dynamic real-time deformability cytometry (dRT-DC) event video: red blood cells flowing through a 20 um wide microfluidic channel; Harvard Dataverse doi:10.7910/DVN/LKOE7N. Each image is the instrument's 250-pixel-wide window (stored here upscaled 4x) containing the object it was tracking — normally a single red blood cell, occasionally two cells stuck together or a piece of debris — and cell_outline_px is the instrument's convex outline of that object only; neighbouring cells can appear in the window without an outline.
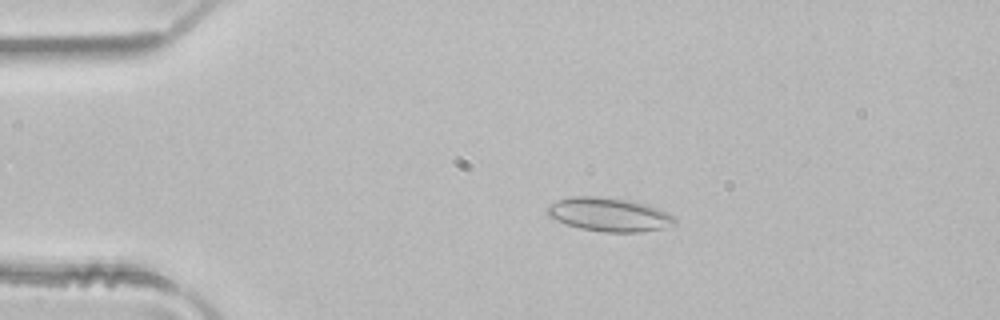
{"species": "common noctule bat (a hibernating species)", "species_latin": "Nyctalus noctula", "temperature_condition": "room temperature", "stored_images_in_passage": 3, "camera_frame_rate_fps": 3000, "um_per_image_px": 0.085, "animal": {"sex": "male", "body_mass_g": 21.5, "forearm_length_mm": 52.0}, "frame": {"image": 1, "passage_image": 2, "time_ms": 0.333, "image_size_px": [1000, 320], "cell_outline_px": [[676, 224], [664, 228], [644, 232], [604, 232], [580, 228], [556, 220], [548, 216], [548, 204], [572, 196], [592, 196], [628, 200], [648, 204], [668, 212], [676, 220]], "centroid_in_image_um": [51.81, 18.24], "position_along_channel_um": 33.2, "area_um2": 24.97}}